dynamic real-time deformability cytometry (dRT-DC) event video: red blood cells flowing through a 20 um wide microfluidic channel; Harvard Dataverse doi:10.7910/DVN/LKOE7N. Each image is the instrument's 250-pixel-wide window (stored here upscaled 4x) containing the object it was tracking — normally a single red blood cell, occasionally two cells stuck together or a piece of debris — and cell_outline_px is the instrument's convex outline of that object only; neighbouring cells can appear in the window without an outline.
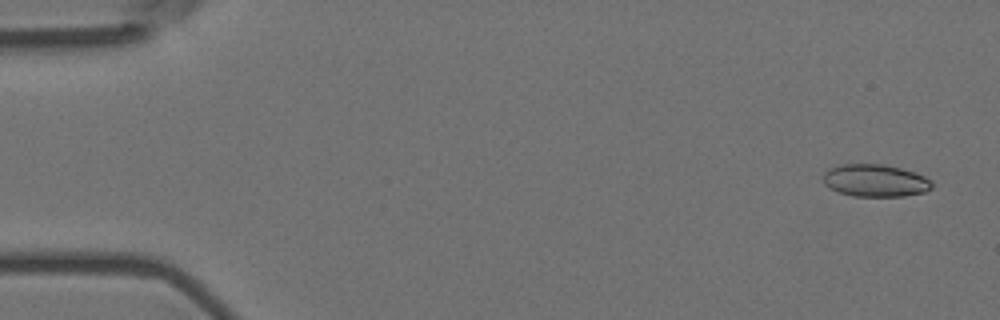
{"species": "Egyptian fruit bat (a non-hibernating species)", "species_latin": "Rousettus aegyptiacus", "temperature_condition": "room temperature", "stored_images_in_passage": 5, "camera_frame_rate_fps": 3000, "um_per_image_px": 0.085, "animal": {"sex": "female"}, "frame": {"image": 1, "passage_image": 1, "time_ms": 0.0, "image_size_px": [1000, 320], "cell_outline_px": [[932, 188], [924, 192], [904, 196], [852, 196], [836, 192], [828, 188], [824, 184], [824, 172], [828, 168], [840, 164], [884, 164], [900, 168], [924, 176], [932, 180]], "centroid_in_image_um": [74.36, 15.35], "position_along_channel_um": 10.6, "area_um2": 20.69}}
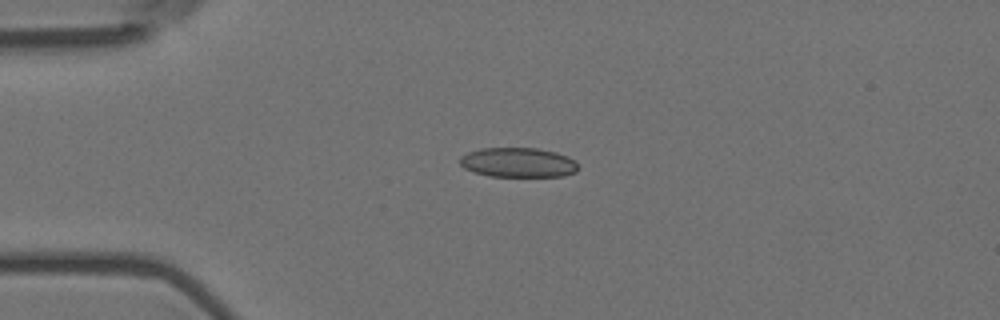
{"frame": {"image": 2, "passage_image": 4, "time_ms": 1.0, "image_size_px": [1000, 320], "cell_outline_px": [[580, 168], [576, 172], [564, 176], [488, 176], [464, 168], [460, 164], [460, 156], [468, 152], [480, 148], [536, 148], [556, 152], [568, 156], [576, 160]], "centroid_in_image_um": [44.08, 13.81], "position_along_channel_um": 40.9, "area_um2": 20.58}}